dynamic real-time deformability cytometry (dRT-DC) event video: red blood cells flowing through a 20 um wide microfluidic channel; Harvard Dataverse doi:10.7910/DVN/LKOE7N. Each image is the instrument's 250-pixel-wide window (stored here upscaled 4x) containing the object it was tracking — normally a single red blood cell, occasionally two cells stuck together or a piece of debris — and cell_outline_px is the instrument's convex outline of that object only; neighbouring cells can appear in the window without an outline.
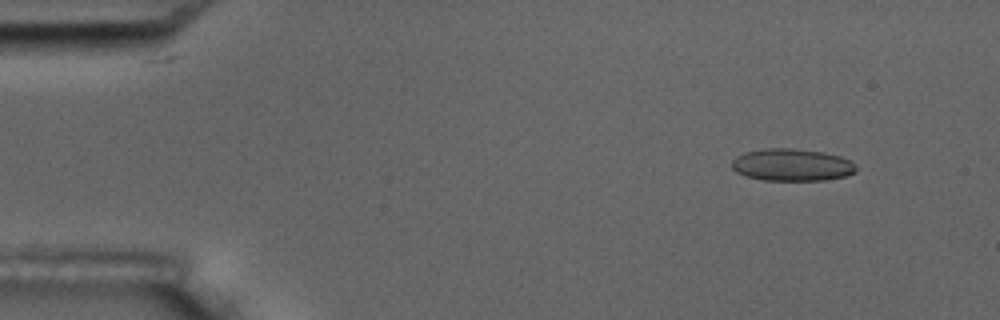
{"species": "common noctule bat (a hibernating species)", "species_latin": "Nyctalus noctula", "temperature_condition": "room temperature", "stored_images_in_passage": 5, "camera_frame_rate_fps": 3000, "um_per_image_px": 0.085, "animal": {"sex": "male", "body_mass_g": 17.5, "forearm_length_mm": 52.3}, "frame": {"image": 1, "passage_image": 2, "time_ms": 1.0, "image_size_px": [1000, 320], "cell_outline_px": [[856, 172], [848, 176], [824, 180], [764, 180], [744, 176], [736, 172], [732, 168], [732, 160], [736, 156], [744, 152], [764, 148], [792, 148], [824, 152], [840, 156], [852, 160], [856, 168]], "centroid_in_image_um": [67.32, 14.01], "position_along_channel_um": 17.7, "area_um2": 23.64}}
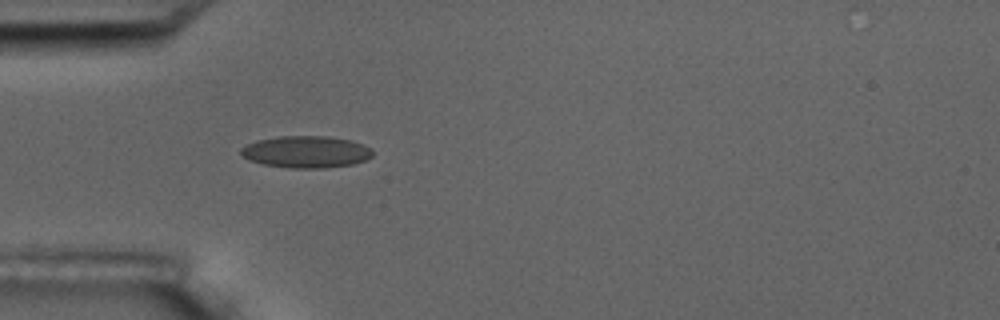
{"frame": {"image": 2, "passage_image": 5, "time_ms": 4.667, "image_size_px": [1000, 320], "cell_outline_px": [[372, 156], [364, 160], [352, 164], [324, 168], [288, 168], [264, 164], [248, 160], [240, 156], [240, 148], [256, 140], [276, 136], [328, 136], [352, 140], [364, 144], [372, 148]], "centroid_in_image_um": [26.0, 12.9], "position_along_channel_um": 59.0, "area_um2": 24.74}}